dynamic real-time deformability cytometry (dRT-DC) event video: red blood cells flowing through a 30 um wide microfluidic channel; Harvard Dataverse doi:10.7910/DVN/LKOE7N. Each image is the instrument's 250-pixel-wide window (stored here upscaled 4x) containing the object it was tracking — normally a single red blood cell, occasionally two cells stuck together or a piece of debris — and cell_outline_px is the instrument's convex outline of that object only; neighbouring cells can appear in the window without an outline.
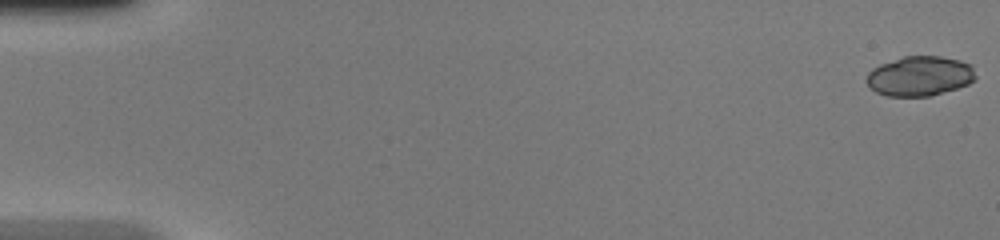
{"species": "common noctule bat (a hibernating species)", "species_latin": "Nyctalus noctula", "temperature_condition": "warm", "stored_images_in_passage": 49, "camera_frame_rate_fps": 3000, "um_per_image_px": 0.085, "animal": {"sex": "female", "body_mass_g": 20.0, "forearm_length_mm": 54.0}, "frame": {"image": 1, "passage_image": 1, "time_ms": 0.0, "image_size_px": [1000, 240], "cell_outline_px": [[976, 80], [968, 84], [932, 96], [888, 96], [876, 92], [868, 84], [868, 72], [872, 68], [880, 64], [904, 56], [940, 56], [960, 60], [972, 64], [976, 76]], "centroid_in_image_um": [78.22, 6.46], "position_along_channel_um": 6.8, "area_um2": 25.32}}
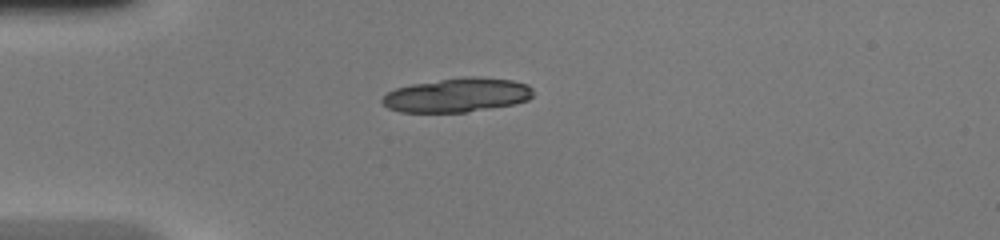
{"frame": {"image": 2, "passage_image": 14, "time_ms": 4.333, "image_size_px": [1000, 240], "cell_outline_px": [[532, 96], [528, 100], [516, 104], [468, 112], [400, 112], [388, 108], [380, 100], [388, 92], [396, 88], [412, 84], [468, 76], [472, 76], [512, 80], [528, 84], [532, 88]], "centroid_in_image_um": [38.88, 8.09], "position_along_channel_um": 46.1, "area_um2": 29.94}}